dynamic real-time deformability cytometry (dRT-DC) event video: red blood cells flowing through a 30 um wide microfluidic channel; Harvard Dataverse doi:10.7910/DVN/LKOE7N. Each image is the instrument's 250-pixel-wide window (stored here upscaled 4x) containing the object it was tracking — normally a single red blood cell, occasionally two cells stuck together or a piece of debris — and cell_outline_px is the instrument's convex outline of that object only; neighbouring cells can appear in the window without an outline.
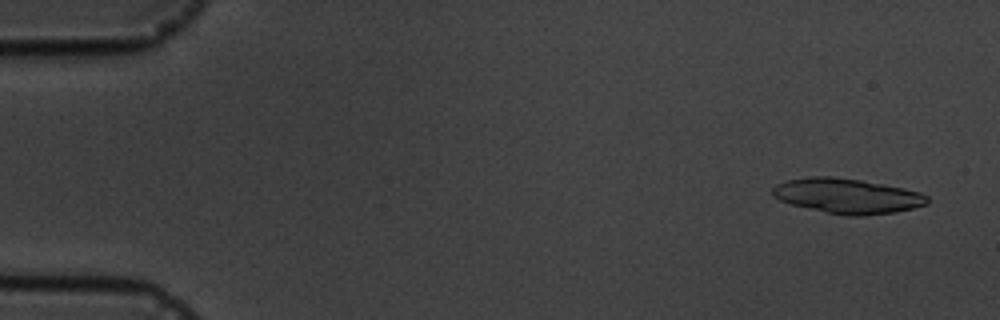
{"species": "common noctule bat (a hibernating species)", "species_latin": "Nyctalus noctula", "temperature_condition": "cold", "stored_images_in_passage": 4, "camera_frame_rate_fps": 3000, "um_per_image_px": 0.085, "animal": {"sex": "male", "body_mass_g": 19.5, "forearm_length_mm": 54.6}, "frame": {"image": 1, "passage_image": 1, "time_ms": 0.0, "image_size_px": [1000, 320], "cell_outline_px": [[928, 204], [896, 212], [860, 216], [848, 216], [828, 212], [792, 204], [780, 200], [772, 196], [772, 188], [776, 184], [788, 180], [808, 176], [832, 176], [860, 180], [884, 184], [904, 188], [920, 192], [928, 196]], "centroid_in_image_um": [72.03, 16.64], "position_along_channel_um": 13.0, "area_um2": 31.44}}